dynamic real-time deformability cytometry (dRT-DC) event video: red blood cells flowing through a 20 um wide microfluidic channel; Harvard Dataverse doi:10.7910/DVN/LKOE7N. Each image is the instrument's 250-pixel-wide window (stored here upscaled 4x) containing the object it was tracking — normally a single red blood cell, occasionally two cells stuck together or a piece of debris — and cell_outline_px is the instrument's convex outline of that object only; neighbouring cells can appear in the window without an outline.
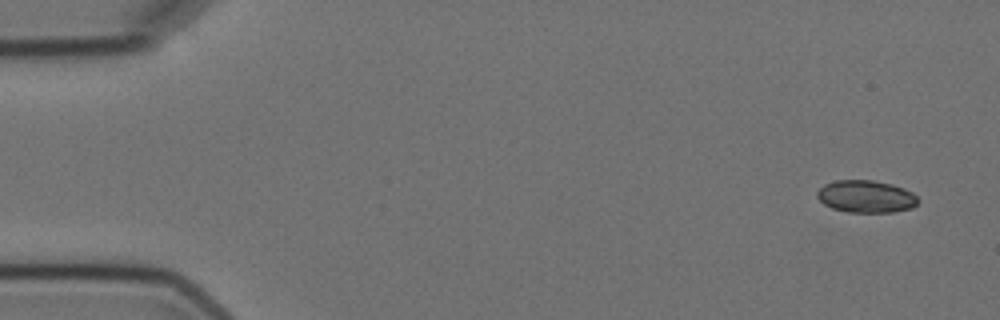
{"species": "Egyptian fruit bat (a non-hibernating species)", "species_latin": "Rousettus aegyptiacus", "temperature_condition": "cold", "stored_images_in_passage": 6, "camera_frame_rate_fps": 3000, "um_per_image_px": 0.085, "animal": {"sex": "female"}, "frame": {"image": 1, "passage_image": 1, "time_ms": 0.0, "image_size_px": [1000, 320], "cell_outline_px": [[920, 200], [912, 208], [892, 212], [848, 212], [832, 208], [824, 204], [816, 196], [816, 192], [824, 184], [836, 180], [872, 180], [892, 184], [904, 188], [912, 192]], "centroid_in_image_um": [73.61, 16.7], "position_along_channel_um": 11.4, "area_um2": 19.07}}
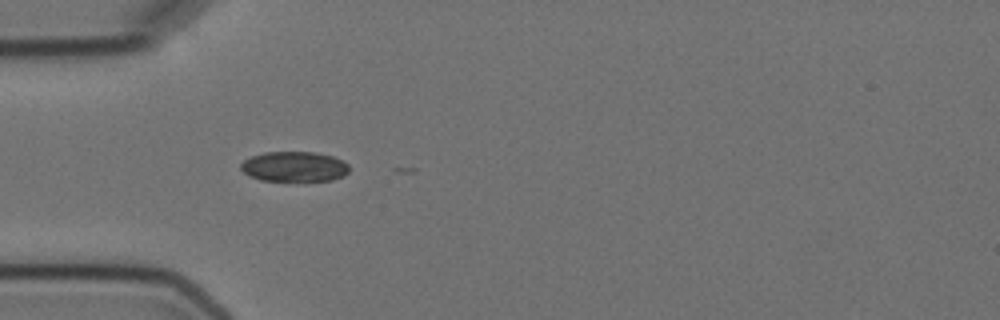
{"frame": {"image": 2, "passage_image": 5, "time_ms": 4.667, "image_size_px": [1000, 320], "cell_outline_px": [[348, 172], [344, 176], [332, 180], [260, 180], [248, 176], [240, 168], [240, 164], [244, 160], [252, 156], [264, 152], [316, 152], [332, 156], [344, 160], [348, 164]], "centroid_in_image_um": [25.01, 14.15], "position_along_channel_um": 60.0, "area_um2": 19.02}}
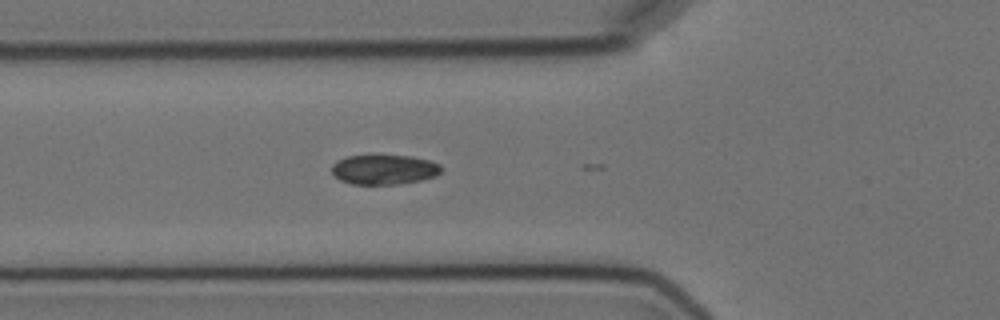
{"frame": {"image": 3, "passage_image": 6, "time_ms": 5.667, "image_size_px": [1000, 320], "cell_outline_px": [[440, 172], [436, 176], [420, 180], [400, 184], [352, 184], [340, 180], [332, 172], [332, 164], [336, 160], [348, 156], [412, 156], [428, 160], [440, 164]], "centroid_in_image_um": [32.64, 14.41], "position_along_channel_um": 93.2, "area_um2": 18.84}}